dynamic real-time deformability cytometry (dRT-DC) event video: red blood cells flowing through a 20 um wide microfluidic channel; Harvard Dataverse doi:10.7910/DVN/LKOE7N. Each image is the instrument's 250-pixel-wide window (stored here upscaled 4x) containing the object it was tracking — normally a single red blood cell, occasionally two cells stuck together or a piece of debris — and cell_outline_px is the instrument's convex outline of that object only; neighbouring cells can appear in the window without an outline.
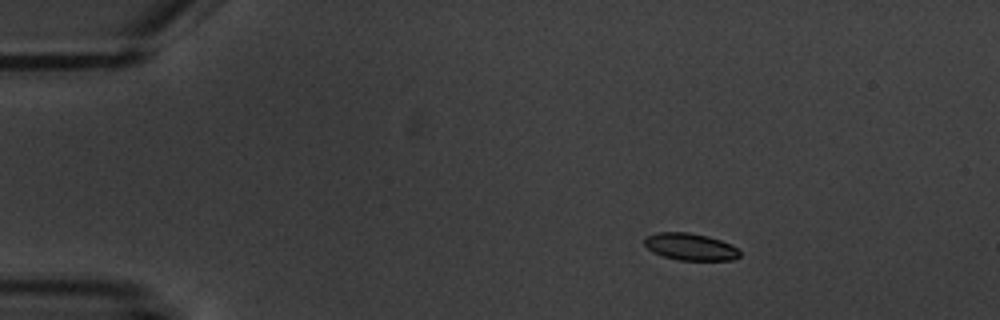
{"species": "common noctule bat (a hibernating species)", "species_latin": "Nyctalus noctula", "temperature_condition": "warm", "stored_images_in_passage": 4, "camera_frame_rate_fps": 3000, "um_per_image_px": 0.085, "animal": {"sex": "male", "body_mass_g": 20.1, "forearm_length_mm": 53.5}, "frame": {"image": 1, "passage_image": 2, "time_ms": 1.333, "image_size_px": [1000, 320], "cell_outline_px": [[740, 256], [732, 260], [680, 260], [664, 256], [652, 252], [644, 244], [644, 236], [656, 232], [688, 232], [708, 236], [720, 240], [736, 248], [740, 252]], "centroid_in_image_um": [58.63, 20.96], "position_along_channel_um": 26.4, "area_um2": 14.97}}
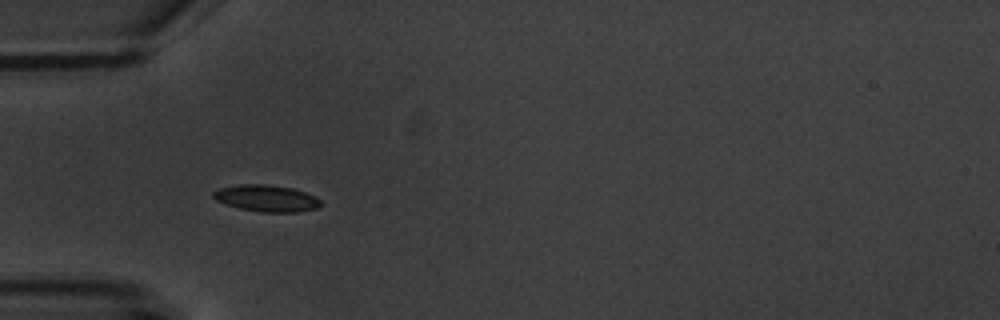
{"frame": {"image": 2, "passage_image": 4, "time_ms": 4.333, "image_size_px": [1000, 320], "cell_outline_px": [[320, 204], [316, 208], [300, 212], [260, 212], [240, 208], [216, 200], [212, 196], [212, 192], [220, 188], [240, 184], [268, 184], [292, 188], [316, 196], [320, 200]], "centroid_in_image_um": [22.66, 16.85], "position_along_channel_um": 62.3, "area_um2": 16.59}}